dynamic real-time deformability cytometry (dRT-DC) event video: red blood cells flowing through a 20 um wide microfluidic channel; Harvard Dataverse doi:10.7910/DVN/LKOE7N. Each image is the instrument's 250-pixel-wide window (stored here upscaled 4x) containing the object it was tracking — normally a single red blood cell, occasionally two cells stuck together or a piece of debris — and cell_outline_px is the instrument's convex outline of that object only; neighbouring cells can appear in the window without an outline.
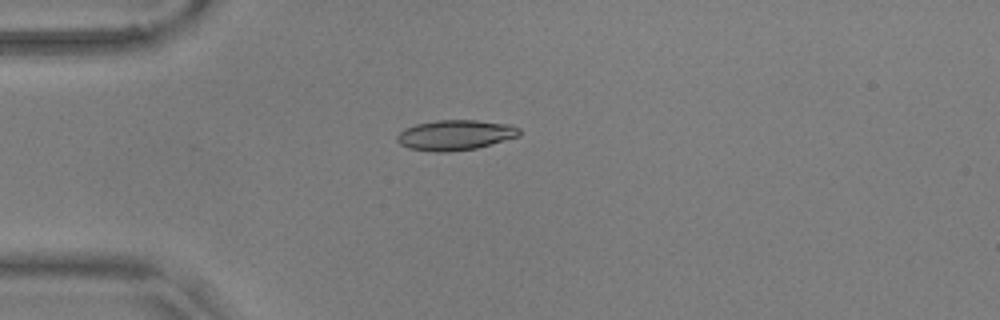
{"species": "common noctule bat (a hibernating species)", "species_latin": "Nyctalus noctula", "temperature_condition": "warm", "stored_images_in_passage": 17, "camera_frame_rate_fps": 3000, "um_per_image_px": 0.085, "animal": {"sex": "male", "body_mass_g": 17.9, "forearm_length_mm": 54.2}, "frame": {"image": 1, "passage_image": 1, "time_ms": 0.0, "image_size_px": [1000, 320], "cell_outline_px": [[520, 132], [516, 136], [476, 148], [448, 152], [436, 152], [408, 148], [400, 144], [396, 140], [396, 136], [404, 128], [416, 124], [436, 120], [476, 120], [512, 124], [520, 128]], "centroid_in_image_um": [38.65, 11.47], "position_along_channel_um": 46.3, "area_um2": 21.44}}
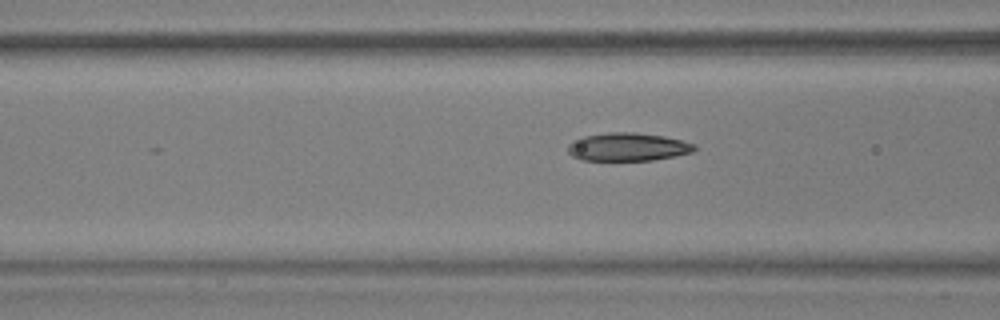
{"frame": {"image": 2, "passage_image": 8, "time_ms": 2.333, "image_size_px": [1000, 320], "cell_outline_px": [[696, 148], [692, 152], [676, 156], [652, 160], [580, 160], [572, 156], [568, 152], [568, 144], [572, 140], [584, 136], [608, 132], [632, 132], [664, 136], [696, 144]], "centroid_in_image_um": [53.34, 12.49], "position_along_channel_um": 113.3, "area_um2": 20.81}}
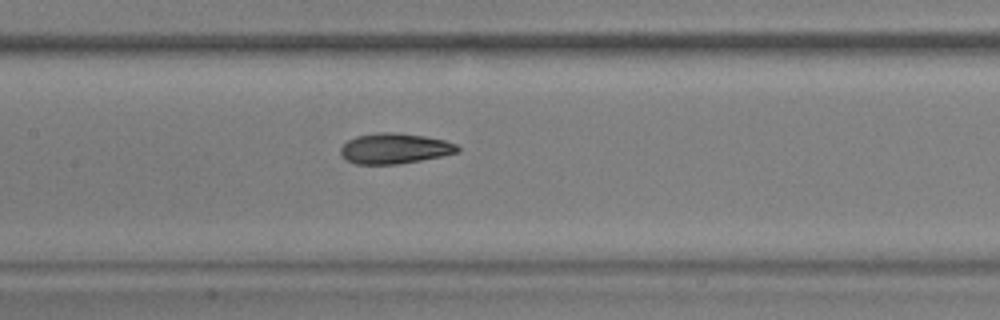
{"frame": {"image": 3, "passage_image": 13, "time_ms": 4.0, "image_size_px": [1000, 320], "cell_outline_px": [[460, 152], [420, 160], [396, 164], [356, 164], [340, 156], [340, 148], [348, 140], [356, 136], [380, 132], [396, 132], [424, 136], [444, 140], [456, 144], [460, 148]], "centroid_in_image_um": [33.53, 12.61], "position_along_channel_um": 173.9, "area_um2": 20.69}}